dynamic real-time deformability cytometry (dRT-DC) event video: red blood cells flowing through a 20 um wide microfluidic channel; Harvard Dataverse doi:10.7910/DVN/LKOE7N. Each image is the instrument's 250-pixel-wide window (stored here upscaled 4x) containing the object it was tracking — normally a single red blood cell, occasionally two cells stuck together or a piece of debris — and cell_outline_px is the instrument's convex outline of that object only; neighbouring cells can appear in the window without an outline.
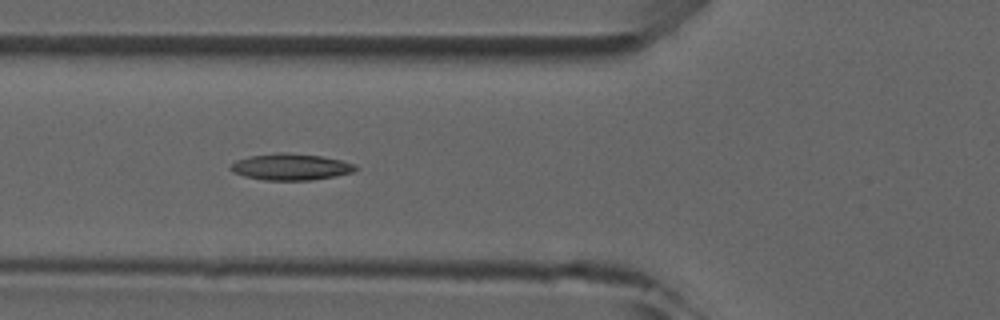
{"species": "common noctule bat (a hibernating species)", "species_latin": "Nyctalus noctula", "temperature_condition": "room temperature", "stored_images_in_passage": 7, "camera_frame_rate_fps": 3000, "um_per_image_px": 0.085, "animal": {"sex": "male", "forearm_length_mm": 52.5}, "frame": {"image": 1, "passage_image": 5, "time_ms": 5.333, "image_size_px": [1000, 320], "cell_outline_px": [[356, 168], [352, 172], [336, 176], [312, 180], [264, 180], [244, 176], [232, 172], [228, 168], [236, 160], [252, 156], [276, 152], [284, 152], [320, 156], [340, 160], [352, 164]], "centroid_in_image_um": [24.66, 14.19], "position_along_channel_um": 101.1, "area_um2": 19.07}}
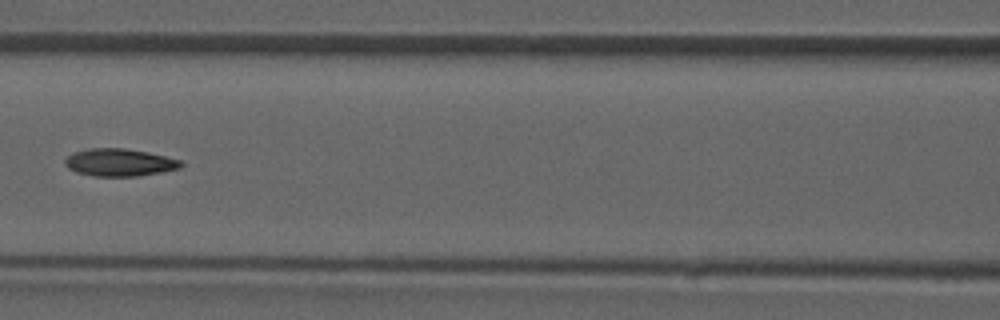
{"frame": {"image": 2, "passage_image": 6, "time_ms": 6.667, "image_size_px": [1000, 320], "cell_outline_px": [[184, 164], [180, 168], [160, 172], [136, 176], [92, 176], [76, 172], [68, 168], [64, 164], [64, 160], [72, 152], [88, 148], [124, 148], [148, 152], [180, 160]], "centroid_in_image_um": [10.11, 13.8], "position_along_channel_um": 156.5, "area_um2": 18.61}}